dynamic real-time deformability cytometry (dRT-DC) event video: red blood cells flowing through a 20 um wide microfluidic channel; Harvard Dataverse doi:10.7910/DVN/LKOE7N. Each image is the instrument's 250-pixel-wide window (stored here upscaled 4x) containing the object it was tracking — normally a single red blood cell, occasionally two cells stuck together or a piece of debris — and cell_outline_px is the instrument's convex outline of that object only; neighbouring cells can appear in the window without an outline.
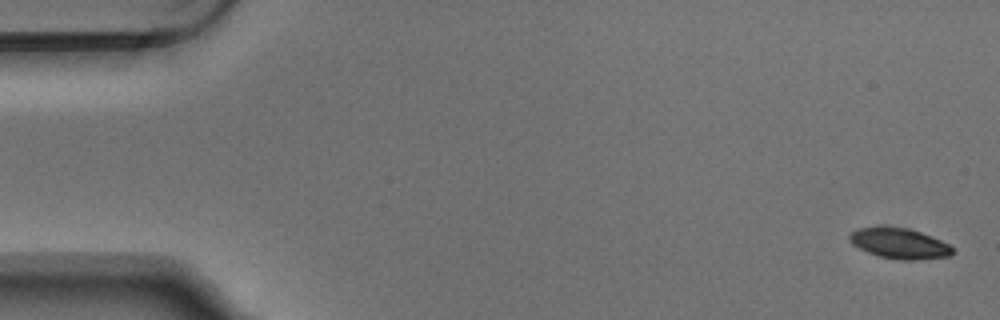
{"species": "Egyptian fruit bat (a non-hibernating species)", "species_latin": "Rousettus aegyptiacus", "temperature_condition": "warm", "stored_images_in_passage": 5, "camera_frame_rate_fps": 3000, "um_per_image_px": 0.085, "animal": {"sex": "male"}, "frame": {"image": 1, "passage_image": 1, "time_ms": 0.0, "image_size_px": [1000, 320], "cell_outline_px": [[952, 252], [948, 256], [916, 260], [900, 260], [880, 256], [868, 252], [852, 244], [848, 240], [848, 236], [856, 228], [908, 228], [932, 236], [948, 244], [952, 248]], "centroid_in_image_um": [76.44, 20.7], "position_along_channel_um": 8.6, "area_um2": 17.86}}
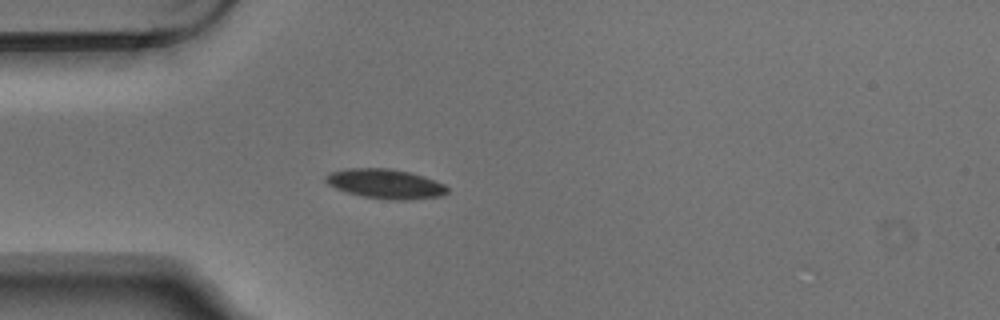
{"frame": {"image": 2, "passage_image": 5, "time_ms": 1.333, "image_size_px": [1000, 320], "cell_outline_px": [[448, 192], [440, 196], [404, 200], [392, 200], [364, 196], [344, 192], [328, 184], [324, 180], [324, 176], [328, 172], [348, 168], [388, 168], [412, 172], [424, 176], [444, 184], [448, 188]], "centroid_in_image_um": [32.73, 15.61], "position_along_channel_um": 52.3, "area_um2": 21.04}}